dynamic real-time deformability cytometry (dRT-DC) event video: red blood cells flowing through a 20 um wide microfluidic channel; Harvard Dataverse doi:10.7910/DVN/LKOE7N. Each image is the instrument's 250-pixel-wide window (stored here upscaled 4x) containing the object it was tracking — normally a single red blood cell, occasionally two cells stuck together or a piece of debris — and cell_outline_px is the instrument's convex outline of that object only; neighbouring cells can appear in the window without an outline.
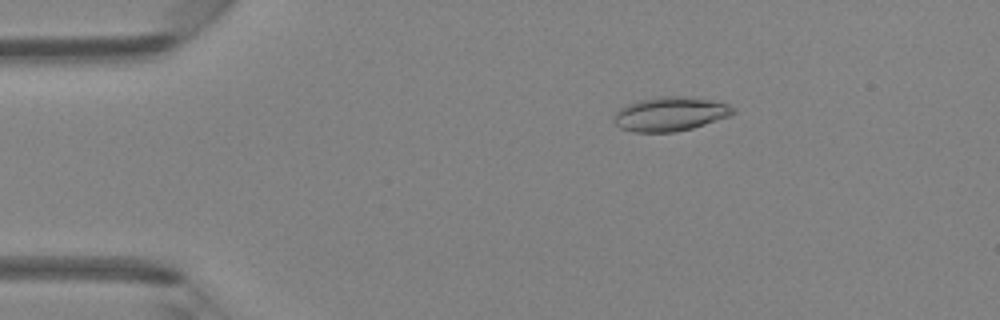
{"species": "Egyptian fruit bat (a non-hibernating species)", "species_latin": "Rousettus aegyptiacus", "temperature_condition": "room temperature", "stored_images_in_passage": 40, "camera_frame_rate_fps": 3000, "um_per_image_px": 0.085, "animal": {"sex": "female"}, "frame": {"image": 1, "passage_image": 2, "time_ms": 0.333, "image_size_px": [1000, 320], "cell_outline_px": [[736, 112], [728, 116], [692, 128], [676, 132], [632, 132], [620, 128], [612, 120], [612, 116], [620, 108], [628, 104], [640, 100], [660, 96], [692, 96], [728, 104], [736, 108]], "centroid_in_image_um": [56.95, 9.68], "position_along_channel_um": 28.1, "area_um2": 23.81}}
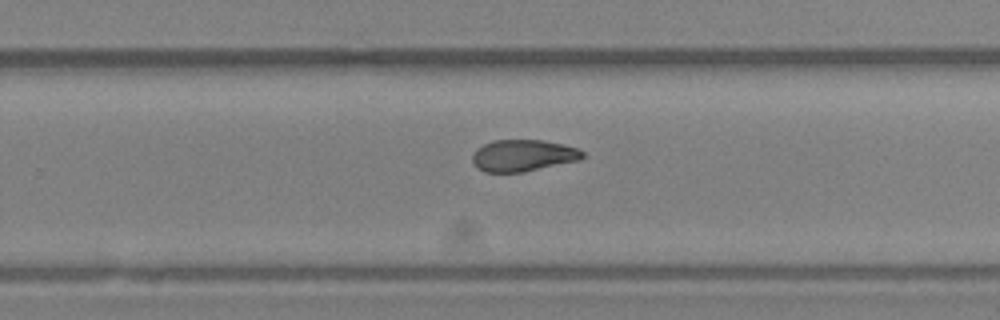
{"frame": {"image": 2, "passage_image": 24, "time_ms": 7.667, "image_size_px": [1000, 320], "cell_outline_px": [[584, 156], [580, 160], [524, 172], [484, 172], [476, 168], [472, 160], [472, 156], [476, 148], [492, 140], [544, 140], [564, 144], [580, 148], [584, 152]], "centroid_in_image_um": [44.47, 13.21], "position_along_channel_um": 285.3, "area_um2": 20.63}}
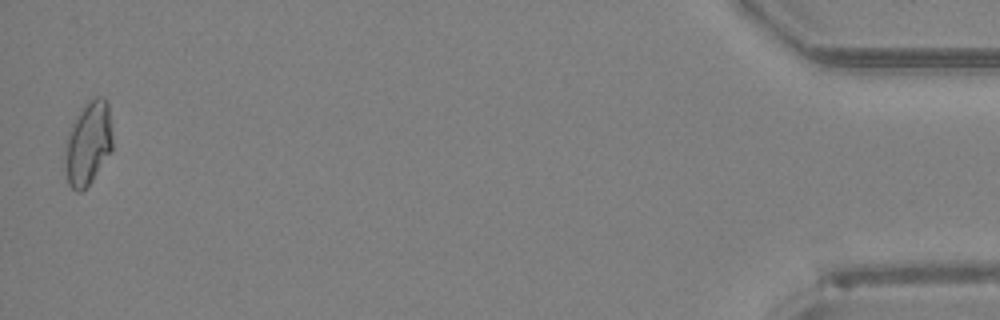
{"frame": {"image": 3, "passage_image": 40, "time_ms": 13.0, "image_size_px": [1000, 320], "cell_outline_px": [[112, 148], [92, 180], [80, 192], [76, 192], [68, 184], [64, 168], [64, 148], [68, 132], [76, 116], [84, 104], [88, 100], [96, 96], [104, 96], [108, 104], [112, 140]], "centroid_in_image_um": [7.45, 12.17], "position_along_channel_um": 427.7, "area_um2": 23.18}, "authors_computed_cell_mechanics": {"area_um2": 21.5594, "velocity_mm_per_s": 4.346, "shape_relaxation_time_tau1_ms": null, "shape_relaxation_time_tau2_ms": 4.3894, "deformation_change_tau1": null, "deformation_change_tau2": 0.1048}}